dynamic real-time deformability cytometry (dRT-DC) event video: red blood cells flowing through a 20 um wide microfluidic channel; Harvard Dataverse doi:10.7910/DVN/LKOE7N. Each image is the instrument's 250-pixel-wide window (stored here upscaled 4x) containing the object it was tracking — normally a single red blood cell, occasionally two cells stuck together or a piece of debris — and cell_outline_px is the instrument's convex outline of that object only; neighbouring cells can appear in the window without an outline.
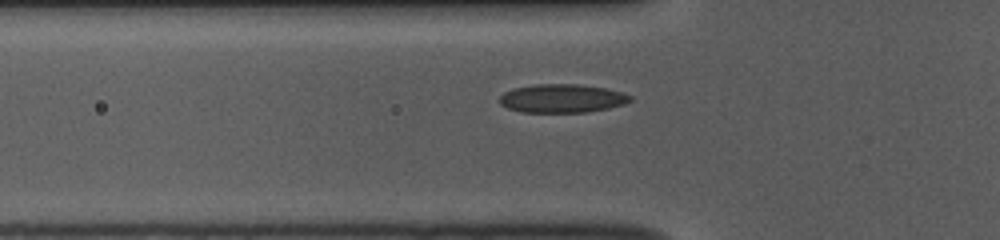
{"species": "common noctule bat (a hibernating species)", "species_latin": "Nyctalus noctula", "temperature_condition": "room temperature", "stored_images_in_passage": 37, "camera_frame_rate_fps": 3000, "um_per_image_px": 0.085, "animal": {"sex": "female", "body_mass_g": 10.0, "forearm_length_mm": 53.1}, "frame": {"image": 1, "passage_image": 6, "time_ms": 1.667, "image_size_px": [1000, 240], "cell_outline_px": [[632, 100], [624, 104], [608, 108], [584, 112], [520, 112], [508, 108], [500, 104], [500, 96], [504, 92], [512, 88], [532, 84], [580, 84], [604, 88], [620, 92], [632, 96]], "centroid_in_image_um": [47.74, 8.36], "position_along_channel_um": 78.1, "area_um2": 21.73}}
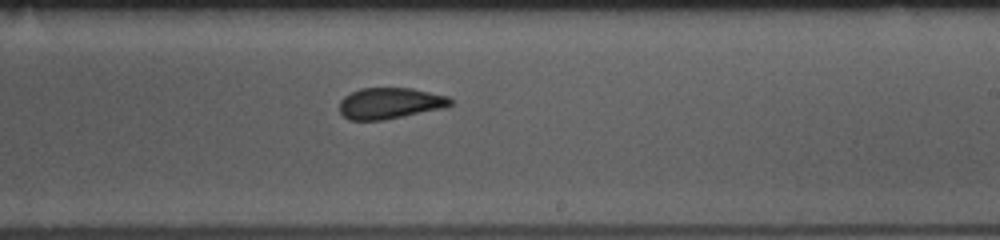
{"frame": {"image": 2, "passage_image": 20, "time_ms": 6.333, "image_size_px": [1000, 240], "cell_outline_px": [[452, 104], [448, 108], [384, 120], [348, 120], [340, 112], [340, 100], [344, 96], [360, 88], [412, 88], [448, 96], [452, 100]], "centroid_in_image_um": [33.18, 8.78], "position_along_channel_um": 255.8, "area_um2": 20.4}}
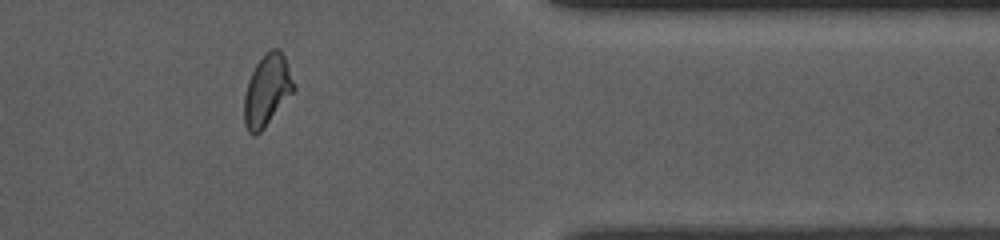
{"frame": {"image": 3, "passage_image": 32, "time_ms": 10.333, "image_size_px": [1000, 240], "cell_outline_px": [[296, 88], [264, 128], [256, 136], [252, 136], [248, 132], [244, 124], [244, 96], [248, 80], [256, 64], [272, 48], [280, 48], [284, 56], [296, 84]], "centroid_in_image_um": [22.7, 7.7], "position_along_channel_um": 388.7, "area_um2": 20.58}, "authors_computed_cell_mechanics": {"area_um2": 20.8658, "velocity_mm_per_s": 3.7993, "shape_relaxation_time_tau1_ms": 5.5382, "shape_relaxation_time_tau2_ms": 1.3751, "deformation_change_tau1": 0.1308, "deformation_change_tau2": 0.0673}}